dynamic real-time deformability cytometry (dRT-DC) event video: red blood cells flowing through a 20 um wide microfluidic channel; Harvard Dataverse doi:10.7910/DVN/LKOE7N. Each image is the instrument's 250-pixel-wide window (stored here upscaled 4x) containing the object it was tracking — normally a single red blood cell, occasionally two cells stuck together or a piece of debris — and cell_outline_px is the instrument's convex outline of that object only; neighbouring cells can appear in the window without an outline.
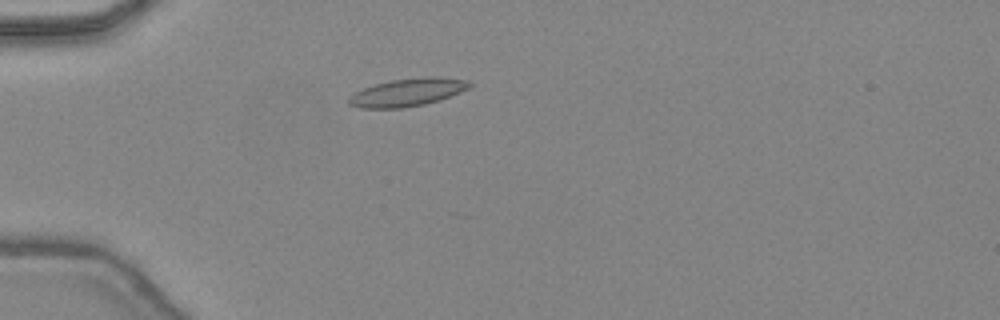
{"species": "common noctule bat (a hibernating species)", "species_latin": "Nyctalus noctula", "temperature_condition": "warm", "stored_images_in_passage": 43, "camera_frame_rate_fps": 3000, "um_per_image_px": 0.085, "animal": {"sex": "female", "body_mass_g": 24.6, "forearm_length_mm": 56.2}, "frame": {"image": 1, "passage_image": 10, "time_ms": 3.0, "image_size_px": [1000, 320], "cell_outline_px": [[472, 84], [468, 88], [460, 92], [440, 100], [424, 104], [404, 108], [360, 108], [348, 104], [348, 96], [364, 88], [376, 84], [392, 80], [424, 76], [440, 76], [464, 80]], "centroid_in_image_um": [34.62, 7.85], "position_along_channel_um": 50.4, "area_um2": 19.54}}
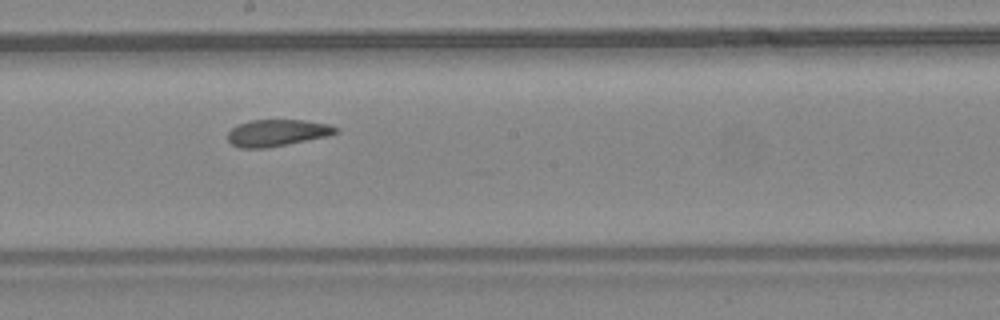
{"frame": {"image": 2, "passage_image": 23, "time_ms": 7.333, "image_size_px": [1000, 320], "cell_outline_px": [[340, 128], [336, 132], [328, 136], [288, 144], [264, 148], [240, 148], [232, 144], [228, 140], [228, 132], [236, 124], [248, 120], [304, 120], [328, 124]], "centroid_in_image_um": [23.53, 11.28], "position_along_channel_um": 224.7, "area_um2": 16.88}}
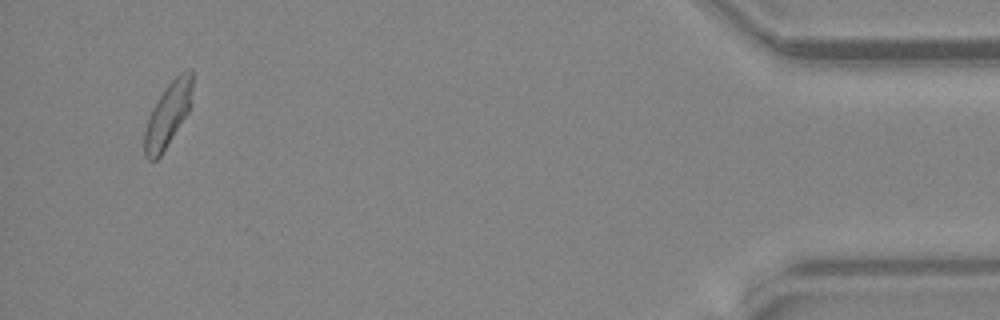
{"frame": {"image": 3, "passage_image": 41, "time_ms": 13.333, "image_size_px": [1000, 320], "cell_outline_px": [[192, 88], [188, 112], [160, 156], [156, 160], [148, 160], [144, 156], [144, 132], [152, 108], [168, 84], [180, 72], [188, 68], [192, 68]], "centroid_in_image_um": [14.26, 9.74], "position_along_channel_um": 420.9, "area_um2": 17.57}, "authors_computed_cell_mechanics": {"area_um2": 17.7446, "velocity_mm_per_s": 4.4571, "shape_relaxation_time_tau1_ms": null, "shape_relaxation_time_tau2_ms": 2.8727, "deformation_change_tau1": null, "deformation_change_tau2": 0.0932}}